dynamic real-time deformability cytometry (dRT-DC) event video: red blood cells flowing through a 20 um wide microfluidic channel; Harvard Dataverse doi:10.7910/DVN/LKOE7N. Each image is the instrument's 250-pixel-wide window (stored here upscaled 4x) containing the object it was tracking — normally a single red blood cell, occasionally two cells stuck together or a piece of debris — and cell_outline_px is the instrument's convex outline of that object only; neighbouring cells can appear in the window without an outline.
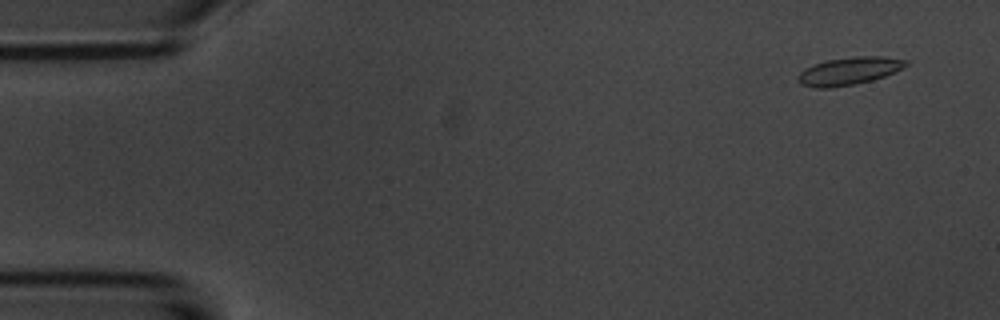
{"species": "common noctule bat (a hibernating species)", "species_latin": "Nyctalus noctula", "temperature_condition": "room temperature", "stored_images_in_passage": 4, "camera_frame_rate_fps": 3000, "um_per_image_px": 0.085, "animal": {"sex": "male", "body_mass_g": 20.1, "forearm_length_mm": 53.5}, "frame": {"image": 1, "passage_image": 1, "time_ms": 0.0, "image_size_px": [1000, 320], "cell_outline_px": [[908, 64], [884, 76], [872, 80], [856, 84], [828, 88], [816, 88], [800, 84], [796, 80], [796, 76], [804, 68], [812, 64], [828, 60], [856, 56], [884, 56], [908, 60]], "centroid_in_image_um": [72.1, 6.04], "position_along_channel_um": 12.9, "area_um2": 17.46}}
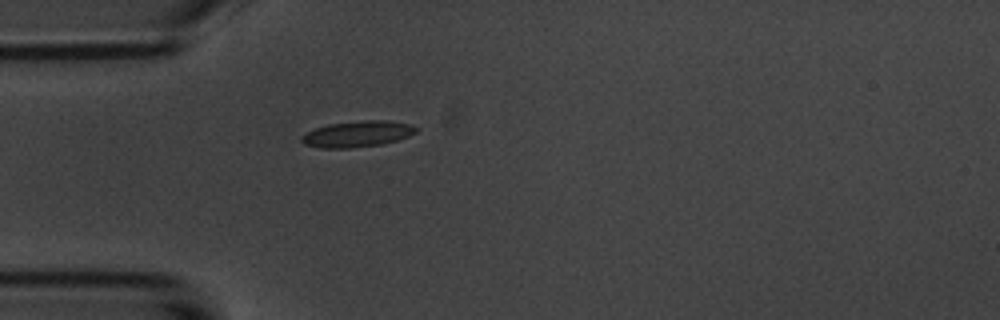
{"frame": {"image": 2, "passage_image": 4, "time_ms": 4.0, "image_size_px": [1000, 320], "cell_outline_px": [[420, 128], [416, 132], [408, 136], [396, 140], [380, 144], [348, 148], [320, 148], [304, 144], [300, 140], [300, 136], [316, 128], [328, 124], [364, 120], [388, 120], [408, 124]], "centroid_in_image_um": [30.36, 11.38], "position_along_channel_um": 54.6, "area_um2": 17.28}}